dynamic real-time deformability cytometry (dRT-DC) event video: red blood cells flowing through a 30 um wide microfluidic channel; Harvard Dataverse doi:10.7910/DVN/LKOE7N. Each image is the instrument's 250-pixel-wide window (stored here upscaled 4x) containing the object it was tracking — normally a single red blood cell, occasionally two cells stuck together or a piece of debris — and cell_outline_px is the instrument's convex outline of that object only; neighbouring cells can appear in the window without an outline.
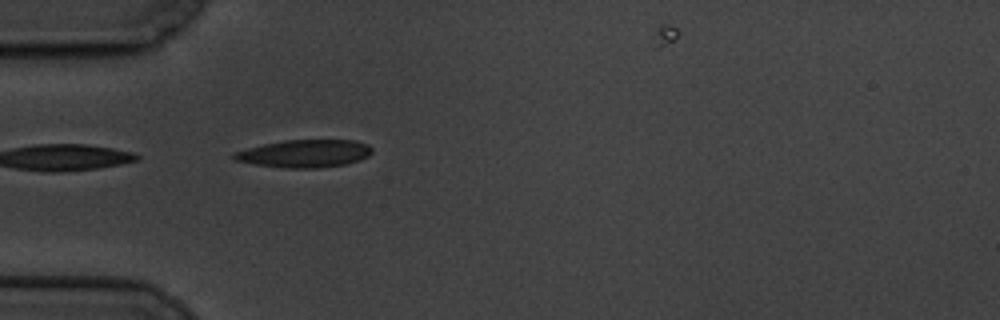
{"species": "common noctule bat (a hibernating species)", "species_latin": "Nyctalus noctula", "temperature_condition": "cold", "stored_images_in_passage": 27, "camera_frame_rate_fps": 3000, "um_per_image_px": 0.085, "animal": {"sex": "male", "body_mass_g": 19.5, "forearm_length_mm": 54.6}, "frame": {"image": 1, "passage_image": 1, "time_ms": 0.0, "image_size_px": [1000, 320], "cell_outline_px": [[372, 152], [368, 156], [360, 160], [344, 164], [320, 168], [284, 168], [256, 164], [236, 160], [232, 156], [236, 152], [248, 148], [264, 144], [284, 140], [356, 140], [368, 144], [372, 148]], "centroid_in_image_um": [25.95, 13.05], "position_along_channel_um": 59.1, "area_um2": 22.14}}
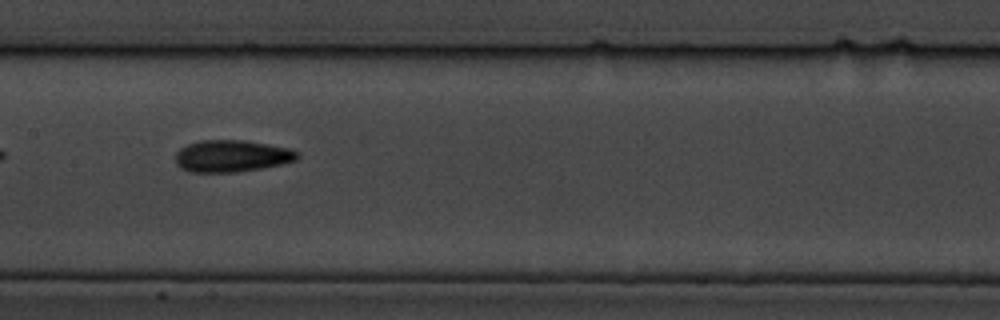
{"frame": {"image": 2, "passage_image": 13, "time_ms": 4.0, "image_size_px": [1000, 320], "cell_outline_px": [[300, 156], [296, 160], [280, 164], [260, 168], [236, 172], [188, 172], [180, 168], [176, 164], [176, 152], [180, 148], [188, 144], [200, 140], [244, 140], [268, 144], [288, 148], [300, 152]], "centroid_in_image_um": [19.68, 13.26], "position_along_channel_um": 187.7, "area_um2": 22.72}}
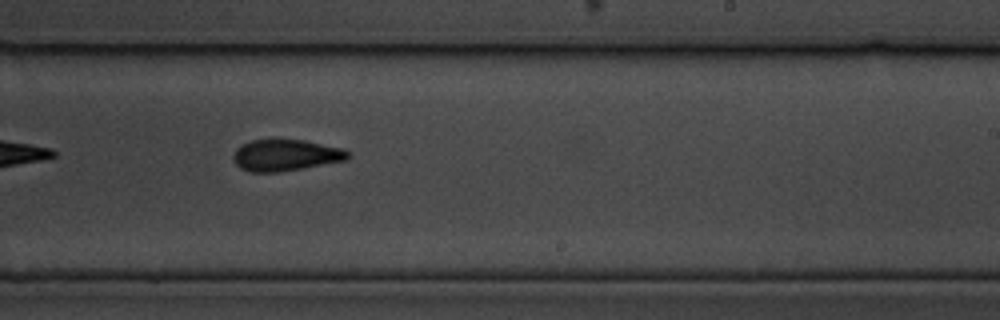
{"frame": {"image": 3, "passage_image": 20, "time_ms": 6.333, "image_size_px": [1000, 320], "cell_outline_px": [[348, 160], [280, 172], [248, 172], [240, 168], [236, 164], [232, 156], [236, 148], [252, 140], [304, 140], [344, 148], [348, 152]], "centroid_in_image_um": [24.28, 13.2], "position_along_channel_um": 264.7, "area_um2": 20.98}}